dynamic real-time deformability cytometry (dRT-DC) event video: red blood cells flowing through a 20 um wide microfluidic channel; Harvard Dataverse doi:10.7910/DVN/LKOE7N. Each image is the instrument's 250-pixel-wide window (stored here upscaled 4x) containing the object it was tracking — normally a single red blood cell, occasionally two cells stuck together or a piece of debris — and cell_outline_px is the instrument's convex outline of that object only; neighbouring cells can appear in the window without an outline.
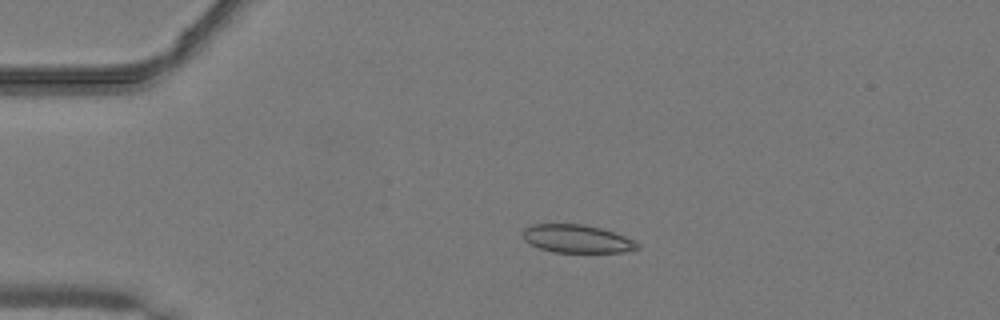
{"species": "common noctule bat (a hibernating species)", "species_latin": "Nyctalus noctula", "temperature_condition": "warm", "stored_images_in_passage": 22, "camera_frame_rate_fps": 3000, "um_per_image_px": 0.085, "animal": {"sex": "male", "body_mass_g": 19.2, "forearm_length_mm": 51.8}, "frame": {"image": 1, "passage_image": 12, "time_ms": 3.667, "image_size_px": [1000, 320], "cell_outline_px": [[640, 248], [624, 252], [552, 252], [540, 248], [524, 240], [524, 228], [532, 224], [584, 224], [600, 228], [636, 240], [640, 244]], "centroid_in_image_um": [49.07, 20.3], "position_along_channel_um": 35.9, "area_um2": 18.67}}
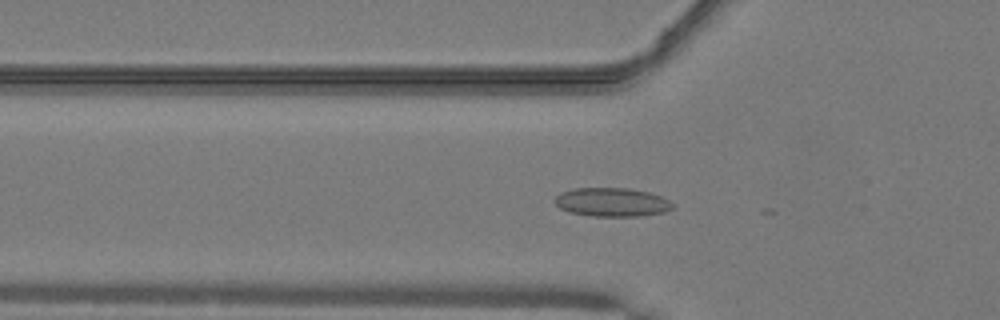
{"frame": {"image": 2, "passage_image": 18, "time_ms": 5.667, "image_size_px": [1000, 320], "cell_outline_px": [[672, 208], [664, 212], [640, 216], [592, 216], [568, 212], [560, 208], [556, 204], [556, 196], [560, 192], [576, 188], [628, 188], [648, 192], [660, 196], [668, 200], [672, 204]], "centroid_in_image_um": [51.99, 17.18], "position_along_channel_um": 73.8, "area_um2": 19.59}}
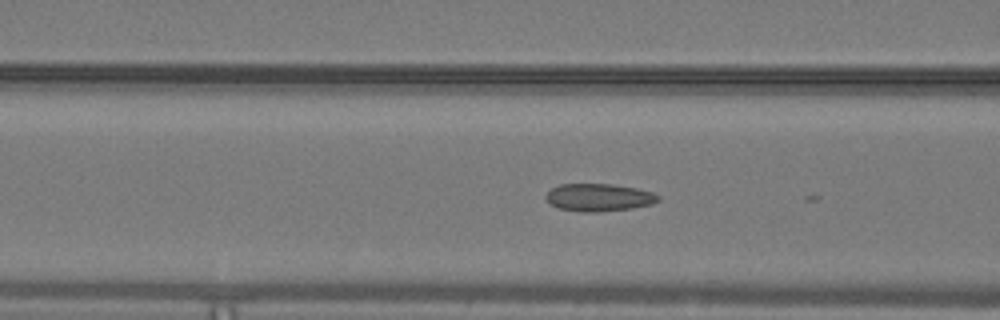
{"frame": {"image": 3, "passage_image": 21, "time_ms": 6.667, "image_size_px": [1000, 320], "cell_outline_px": [[660, 200], [652, 204], [632, 208], [600, 212], [580, 212], [560, 208], [552, 204], [544, 196], [552, 188], [560, 184], [612, 184], [636, 188], [652, 192], [660, 196]], "centroid_in_image_um": [50.93, 16.78], "position_along_channel_um": 115.7, "area_um2": 18.03}}